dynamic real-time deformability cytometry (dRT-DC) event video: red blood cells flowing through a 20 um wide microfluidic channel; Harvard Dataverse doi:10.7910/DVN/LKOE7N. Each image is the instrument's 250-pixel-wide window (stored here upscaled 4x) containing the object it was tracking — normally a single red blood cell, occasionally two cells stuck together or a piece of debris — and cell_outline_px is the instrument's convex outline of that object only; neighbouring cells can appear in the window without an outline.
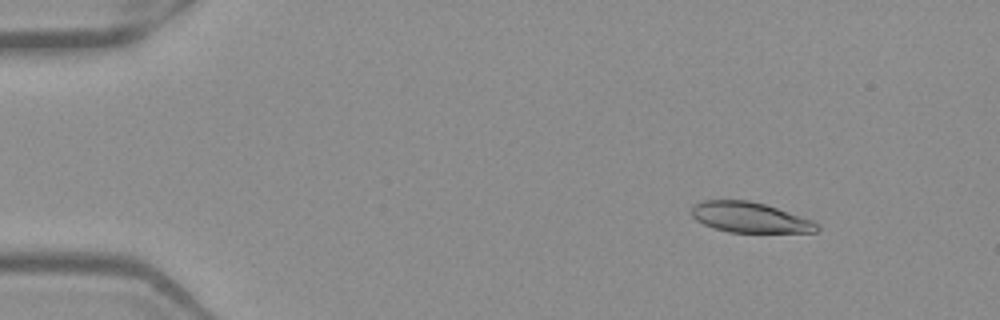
{"species": "Egyptian fruit bat (a non-hibernating species)", "species_latin": "Rousettus aegyptiacus", "temperature_condition": "warm", "stored_images_in_passage": 53, "segment_of_instrument_passage": [1, 2], "camera_frame_rate_fps": 3000, "um_per_image_px": 0.085, "frame": {"image": 1, "passage_image": 6, "time_ms": 1.667, "image_size_px": [1000, 320], "cell_outline_px": [[820, 228], [816, 232], [728, 232], [704, 224], [696, 220], [692, 216], [692, 204], [704, 200], [748, 200], [764, 204], [812, 220], [820, 224]], "centroid_in_image_um": [63.73, 18.48], "position_along_channel_um": 21.3, "area_um2": 22.02}}
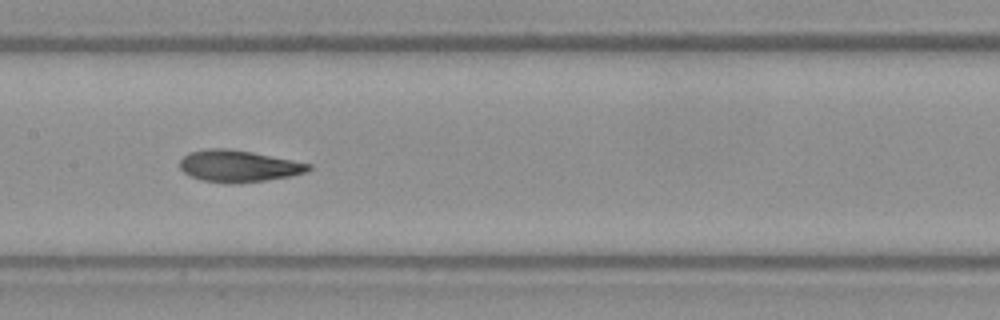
{"frame": {"image": 2, "passage_image": 26, "time_ms": 8.333, "image_size_px": [1000, 320], "cell_outline_px": [[312, 168], [308, 172], [288, 176], [264, 180], [228, 184], [200, 180], [188, 176], [180, 168], [180, 160], [188, 152], [208, 148], [228, 148], [252, 152], [312, 164]], "centroid_in_image_um": [20.23, 14.11], "position_along_channel_um": 187.2, "area_um2": 23.87}}
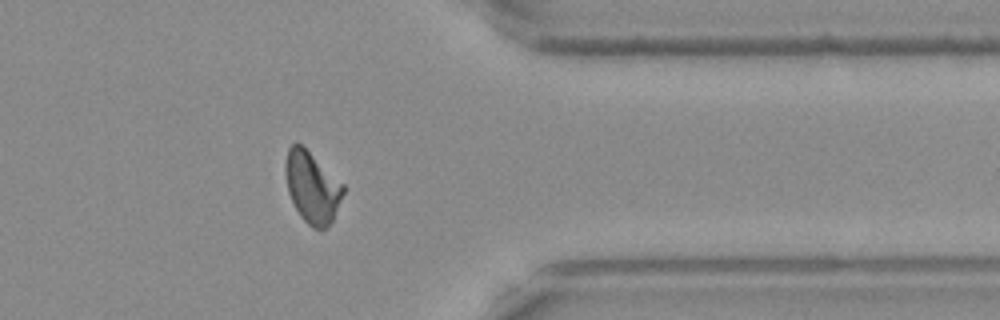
{"frame": {"image": 3, "passage_image": 42, "time_ms": 13.667, "image_size_px": [1000, 320], "cell_outline_px": [[344, 192], [332, 220], [320, 232], [312, 228], [300, 216], [288, 192], [284, 172], [284, 160], [288, 148], [296, 140], [344, 184]], "centroid_in_image_um": [26.5, 15.9], "position_along_channel_um": 384.9, "area_um2": 23.99}}